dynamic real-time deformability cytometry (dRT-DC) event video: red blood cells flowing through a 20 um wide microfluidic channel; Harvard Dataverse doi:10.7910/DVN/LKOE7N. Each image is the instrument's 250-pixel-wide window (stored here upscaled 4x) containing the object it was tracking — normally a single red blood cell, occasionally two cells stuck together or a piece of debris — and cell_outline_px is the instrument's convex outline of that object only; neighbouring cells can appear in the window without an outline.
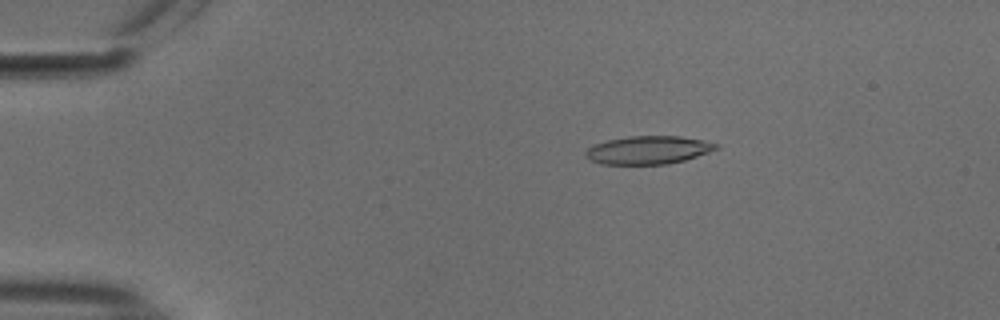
{"species": "common noctule bat (a hibernating species)", "species_latin": "Nyctalus noctula", "temperature_condition": "cold", "stored_images_in_passage": 54, "camera_frame_rate_fps": 3000, "um_per_image_px": 0.085, "animal": {"sex": "male", "body_mass_g": 18.8}, "frame": {"image": 1, "passage_image": 10, "time_ms": 3.0, "image_size_px": [1000, 320], "cell_outline_px": [[720, 148], [684, 160], [668, 164], [600, 164], [592, 160], [584, 152], [592, 144], [608, 140], [628, 136], [680, 136], [704, 140], [720, 144]], "centroid_in_image_um": [55.12, 12.74], "position_along_channel_um": 29.9, "area_um2": 21.39}}
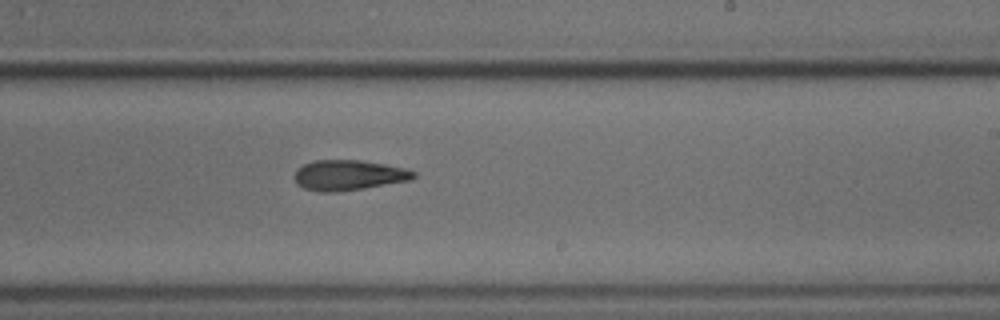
{"frame": {"image": 2, "passage_image": 33, "time_ms": 10.667, "image_size_px": [1000, 320], "cell_outline_px": [[416, 176], [412, 180], [364, 188], [336, 192], [320, 192], [304, 188], [296, 184], [292, 176], [296, 168], [304, 164], [316, 160], [360, 160], [384, 164], [404, 168], [416, 172]], "centroid_in_image_um": [29.59, 14.89], "position_along_channel_um": 259.4, "area_um2": 21.21}}
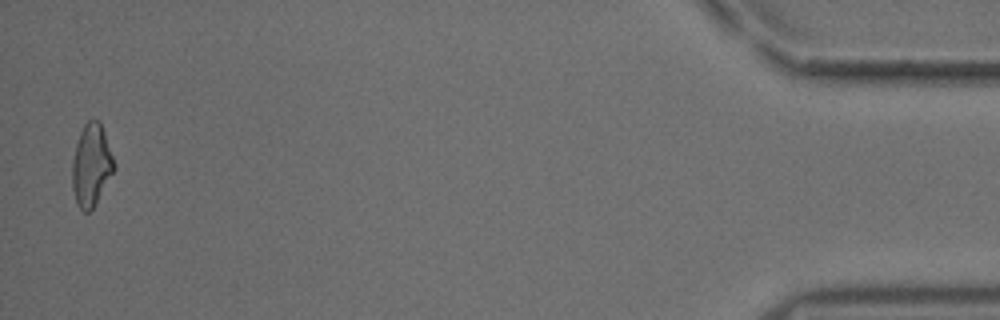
{"frame": {"image": 3, "passage_image": 53, "time_ms": 17.333, "image_size_px": [1000, 320], "cell_outline_px": [[116, 168], [96, 204], [88, 212], [84, 212], [76, 204], [72, 188], [72, 160], [76, 144], [80, 132], [84, 124], [88, 120], [100, 120], [116, 164]], "centroid_in_image_um": [7.77, 14.05], "position_along_channel_um": 427.4, "area_um2": 20.29}, "authors_computed_cell_mechanics": {"area_um2": 20.8947, "velocity_mm_per_s": 3.7685, "shape_relaxation_time_tau1_ms": 4.9344, "shape_relaxation_time_tau2_ms": 6.3726, "deformation_change_tau1": 0.1677, "deformation_change_tau2": 0.1882}}